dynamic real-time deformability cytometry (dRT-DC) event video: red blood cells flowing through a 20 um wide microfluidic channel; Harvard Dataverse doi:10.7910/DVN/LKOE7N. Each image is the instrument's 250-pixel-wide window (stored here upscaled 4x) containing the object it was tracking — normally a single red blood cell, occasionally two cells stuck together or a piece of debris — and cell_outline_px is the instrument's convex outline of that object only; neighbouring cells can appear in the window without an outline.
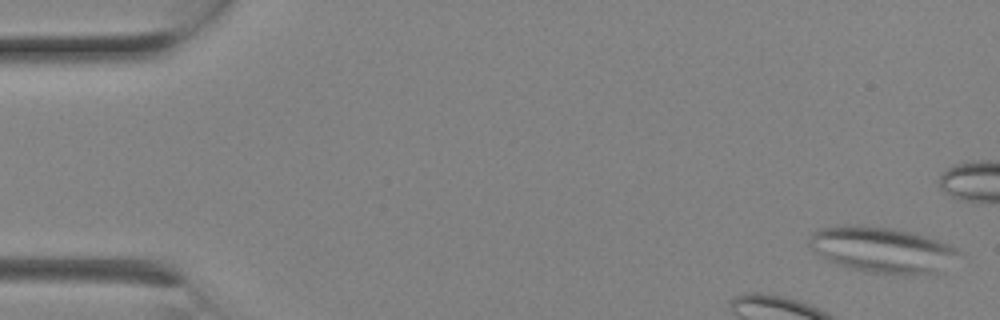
{"species": "Egyptian fruit bat (a non-hibernating species)", "species_latin": "Rousettus aegyptiacus", "temperature_condition": "room temperature", "stored_images_in_passage": 9, "camera_frame_rate_fps": 3000, "um_per_image_px": 0.085, "animal": {"sex": "female"}, "frame": {"image": 1, "passage_image": 1, "time_ms": 0.0, "image_size_px": [1000, 320], "cell_outline_px": [[960, 252], [940, 272], [912, 276], [900, 276], [868, 272], [852, 268], [828, 260], [820, 256], [808, 244], [808, 240], [812, 232], [820, 228], [836, 224], [864, 224], [892, 228], [912, 232], [948, 244], [956, 248]], "centroid_in_image_um": [74.94, 21.22], "position_along_channel_um": 10.1, "area_um2": 40.29}}